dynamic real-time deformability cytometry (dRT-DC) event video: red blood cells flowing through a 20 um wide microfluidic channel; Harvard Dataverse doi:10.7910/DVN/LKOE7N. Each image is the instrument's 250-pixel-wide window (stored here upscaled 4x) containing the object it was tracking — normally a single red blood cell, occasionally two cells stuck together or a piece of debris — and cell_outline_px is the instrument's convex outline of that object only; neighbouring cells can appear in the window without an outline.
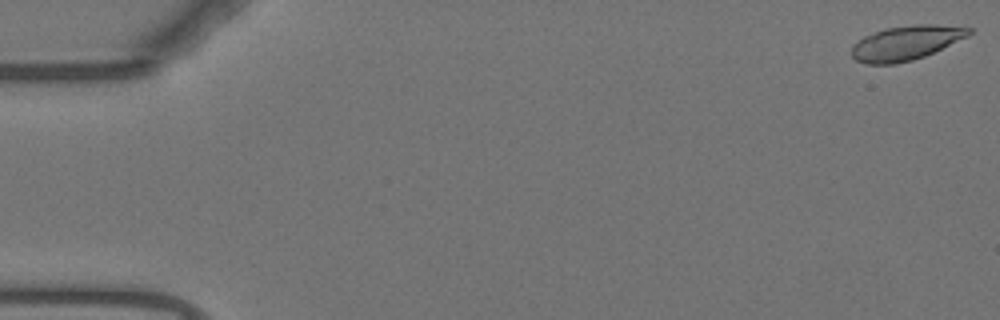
{"species": "Egyptian fruit bat (a non-hibernating species)", "species_latin": "Rousettus aegyptiacus", "temperature_condition": "warm", "stored_images_in_passage": 55, "camera_frame_rate_fps": 3000, "um_per_image_px": 0.085, "animal": {"sex": "female"}, "frame": {"image": 1, "passage_image": 1, "time_ms": 0.0, "image_size_px": [1000, 320], "cell_outline_px": [[972, 32], [968, 36], [924, 56], [912, 60], [896, 64], [864, 64], [856, 60], [852, 56], [852, 44], [864, 36], [884, 28], [916, 24], [936, 24], [972, 28]], "centroid_in_image_um": [76.98, 3.64], "position_along_channel_um": 8.0, "area_um2": 23.52}}
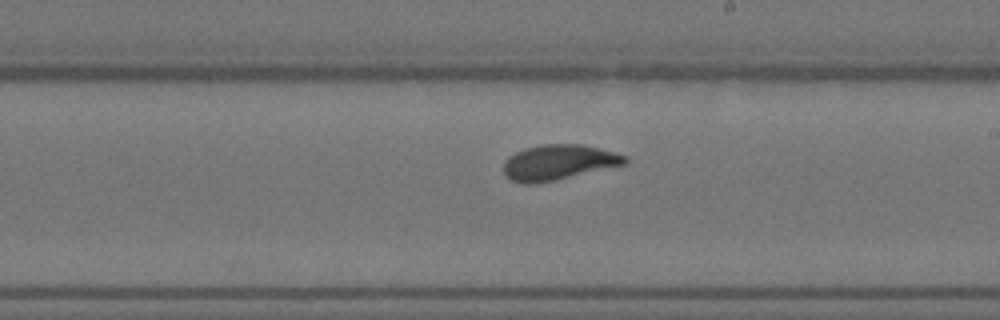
{"frame": {"image": 2, "passage_image": 32, "time_ms": 10.333, "image_size_px": [1000, 320], "cell_outline_px": [[628, 164], [552, 180], [532, 184], [524, 184], [512, 180], [504, 172], [504, 160], [508, 156], [524, 148], [544, 144], [584, 144], [600, 148], [628, 156]], "centroid_in_image_um": [47.5, 13.78], "position_along_channel_um": 241.5, "area_um2": 24.85}}
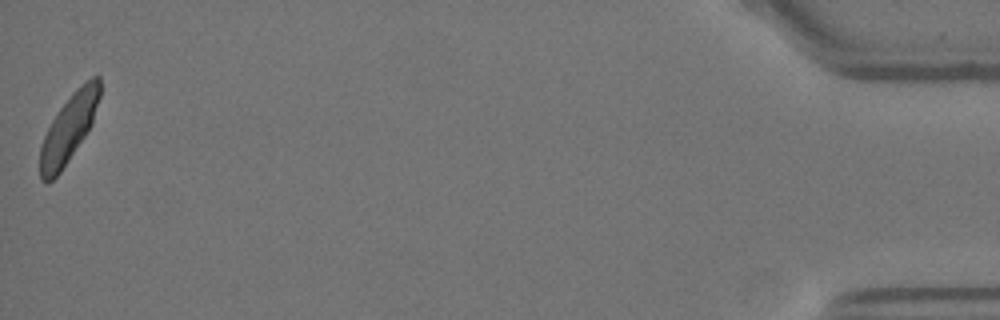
{"frame": {"image": 3, "passage_image": 55, "time_ms": 18.0, "image_size_px": [1000, 320], "cell_outline_px": [[100, 96], [92, 124], [60, 172], [48, 184], [40, 180], [40, 144], [52, 120], [60, 108], [72, 92], [76, 88], [92, 76], [100, 76]], "centroid_in_image_um": [5.84, 10.91], "position_along_channel_um": 429.4, "area_um2": 23.35}, "authors_computed_cell_mechanics": {"area_um2": 24.3916, "velocity_mm_per_s": 3.6952, "shape_relaxation_time_tau1_ms": 3.5927, "shape_relaxation_time_tau2_ms": null, "deformation_change_tau1": 0.153, "deformation_change_tau2": null}}